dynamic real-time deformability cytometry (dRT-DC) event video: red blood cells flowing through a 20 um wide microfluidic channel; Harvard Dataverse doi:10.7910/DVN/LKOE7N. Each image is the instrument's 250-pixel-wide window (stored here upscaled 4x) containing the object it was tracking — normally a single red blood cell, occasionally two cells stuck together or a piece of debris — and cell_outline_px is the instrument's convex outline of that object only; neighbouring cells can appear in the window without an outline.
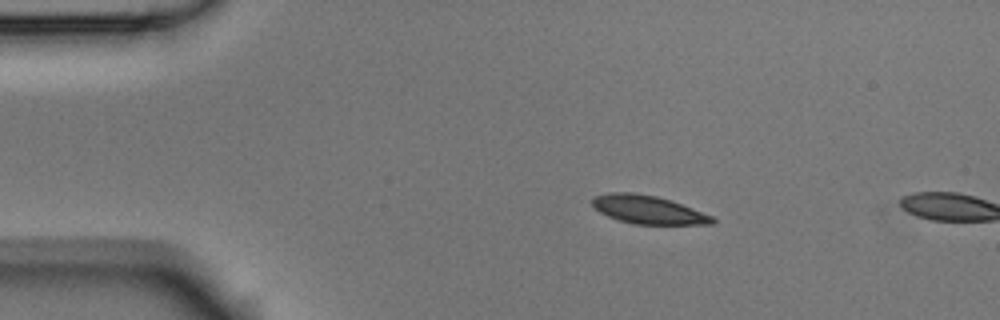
{"species": "Egyptian fruit bat (a non-hibernating species)", "species_latin": "Rousettus aegyptiacus", "temperature_condition": "room temperature", "stored_images_in_passage": 3, "camera_frame_rate_fps": 3000, "um_per_image_px": 0.085, "animal": {"sex": "male"}, "frame": {"image": 1, "passage_image": 2, "time_ms": 0.333, "image_size_px": [1000, 320], "cell_outline_px": [[716, 220], [712, 224], [632, 224], [608, 216], [600, 212], [592, 204], [592, 200], [596, 196], [608, 192], [632, 192], [656, 196], [672, 200], [712, 216]], "centroid_in_image_um": [55.09, 17.82], "position_along_channel_um": 29.9, "area_um2": 19.65}}